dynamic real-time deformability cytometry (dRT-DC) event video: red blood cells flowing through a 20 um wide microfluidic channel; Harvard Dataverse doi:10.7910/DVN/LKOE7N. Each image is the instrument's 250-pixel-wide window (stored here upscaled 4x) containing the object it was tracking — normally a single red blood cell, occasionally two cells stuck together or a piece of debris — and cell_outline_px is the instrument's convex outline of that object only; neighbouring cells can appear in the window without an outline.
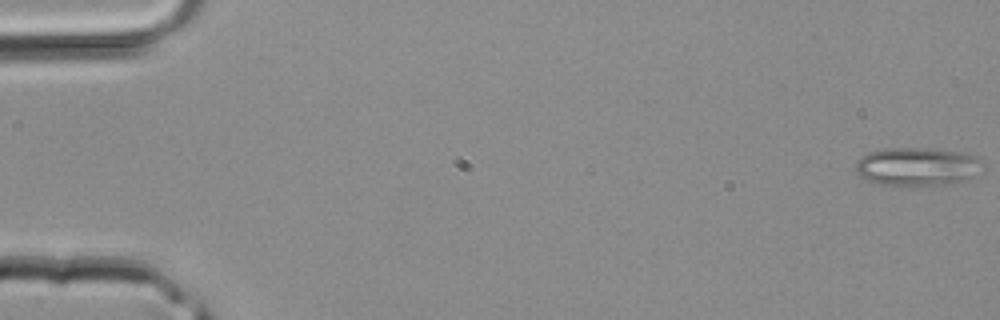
{"species": "common noctule bat (a hibernating species)", "species_latin": "Nyctalus noctula", "temperature_condition": "room temperature", "stored_images_in_passage": 32, "camera_frame_rate_fps": 3000, "um_per_image_px": 0.085, "animal": {"sex": "male", "body_mass_g": 20.4}, "frame": {"image": 1, "passage_image": 1, "time_ms": 0.0, "image_size_px": [1000, 320], "cell_outline_px": [[984, 168], [968, 180], [948, 184], [880, 184], [868, 180], [860, 176], [856, 172], [856, 164], [860, 156], [868, 152], [888, 148], [928, 148], [956, 152], [976, 156], [984, 164]], "centroid_in_image_um": [77.98, 14.14], "position_along_channel_um": 7.0, "area_um2": 28.09}}
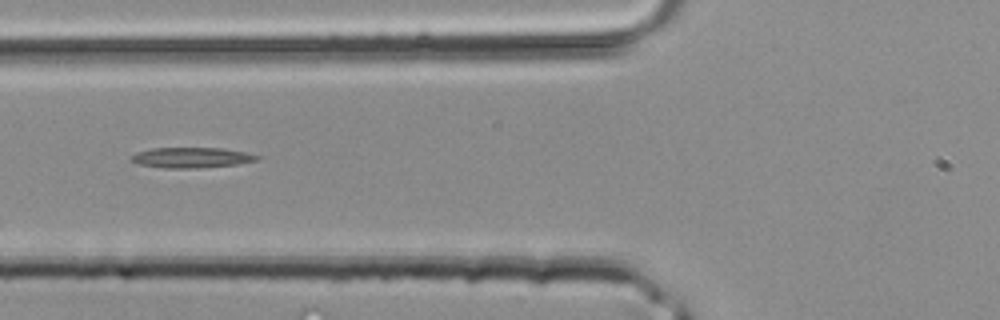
{"frame": {"image": 2, "passage_image": 16, "time_ms": 5.0, "image_size_px": [1000, 320], "cell_outline_px": [[260, 160], [236, 164], [200, 168], [164, 168], [136, 164], [132, 160], [132, 156], [136, 152], [152, 148], [220, 148], [244, 152], [260, 156]], "centroid_in_image_um": [16.27, 13.4], "position_along_channel_um": 109.5, "area_um2": 14.91}}
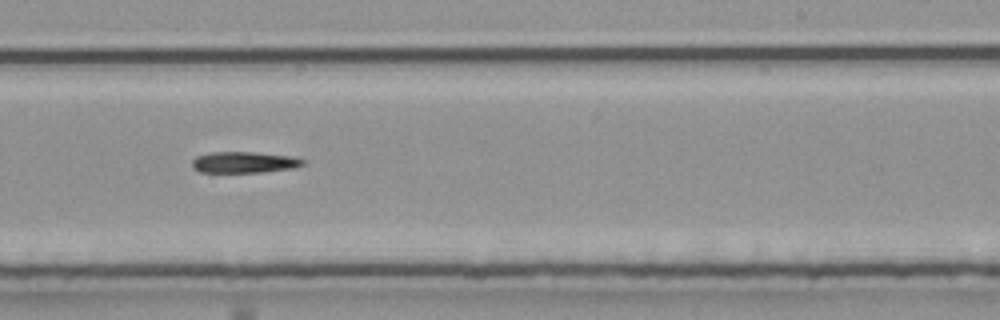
{"frame": {"image": 3, "passage_image": 25, "time_ms": 8.0, "image_size_px": [1000, 320], "cell_outline_px": [[308, 160], [304, 164], [296, 168], [264, 172], [200, 172], [192, 168], [192, 160], [196, 156], [212, 152], [252, 152], [292, 156]], "centroid_in_image_um": [20.79, 13.8], "position_along_channel_um": 268.2, "area_um2": 13.87}}